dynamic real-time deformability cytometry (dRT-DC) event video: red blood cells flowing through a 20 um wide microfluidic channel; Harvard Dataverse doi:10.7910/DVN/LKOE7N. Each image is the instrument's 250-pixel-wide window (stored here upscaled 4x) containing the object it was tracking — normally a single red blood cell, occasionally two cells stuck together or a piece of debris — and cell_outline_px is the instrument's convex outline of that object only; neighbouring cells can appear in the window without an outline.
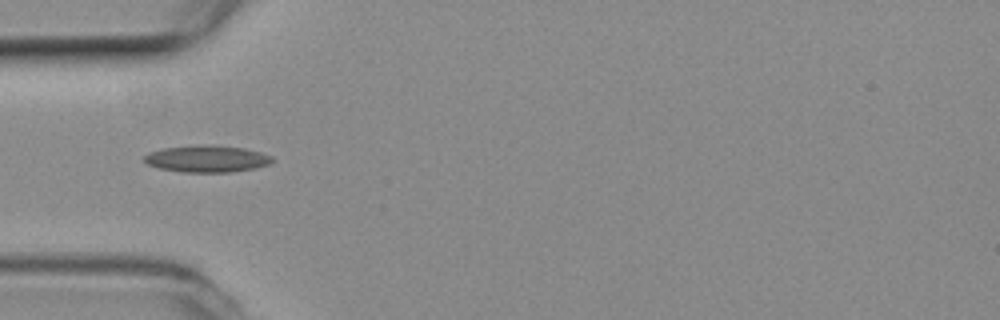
{"species": "common noctule bat (a hibernating species)", "species_latin": "Nyctalus noctula", "temperature_condition": "room temperature", "stored_images_in_passage": 5, "camera_frame_rate_fps": 3000, "um_per_image_px": 0.085, "animal": {"sex": "female", "body_mass_g": 19.3, "forearm_length_mm": 54.1}, "frame": {"image": 1, "passage_image": 3, "time_ms": 0.667, "image_size_px": [1000, 320], "cell_outline_px": [[272, 164], [256, 168], [232, 172], [184, 172], [160, 168], [148, 164], [144, 160], [144, 156], [148, 152], [164, 148], [244, 148], [260, 152], [272, 156]], "centroid_in_image_um": [17.63, 13.56], "position_along_channel_um": 67.4, "area_um2": 18.84}}
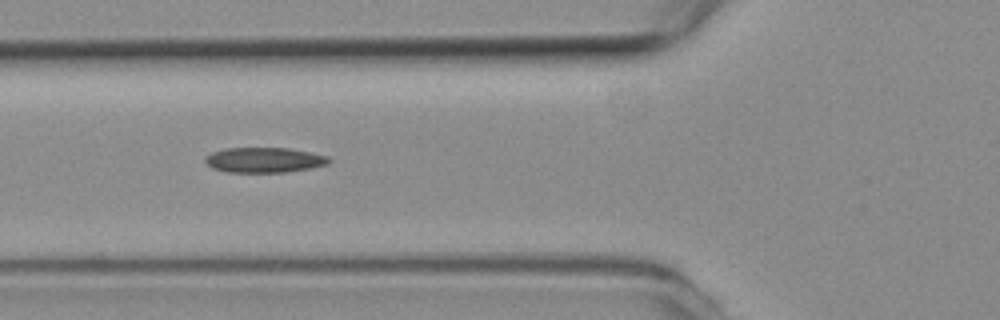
{"frame": {"image": 2, "passage_image": 4, "time_ms": 1.0, "image_size_px": [1000, 320], "cell_outline_px": [[332, 160], [328, 164], [312, 168], [288, 172], [228, 172], [212, 168], [204, 160], [212, 152], [224, 148], [288, 148], [328, 156]], "centroid_in_image_um": [22.49, 13.6], "position_along_channel_um": 103.3, "area_um2": 18.09}}
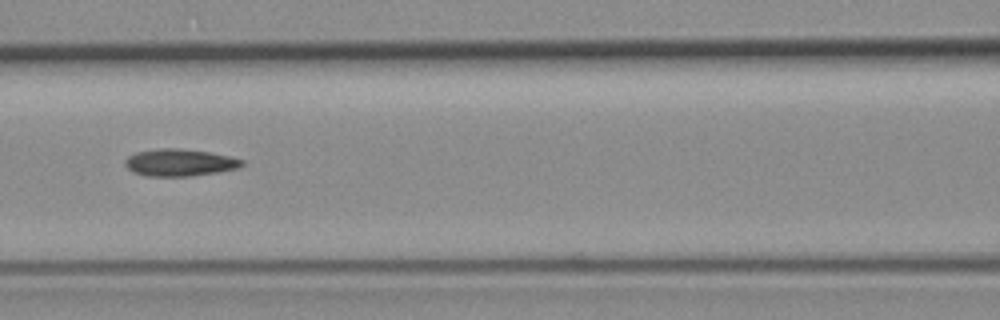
{"frame": {"image": 3, "passage_image": 5, "time_ms": 1.333, "image_size_px": [1000, 320], "cell_outline_px": [[244, 164], [240, 168], [192, 176], [144, 176], [132, 172], [124, 164], [124, 160], [128, 156], [136, 152], [160, 148], [180, 148], [208, 152], [228, 156], [244, 160]], "centroid_in_image_um": [15.25, 13.82], "position_along_channel_um": 151.4, "area_um2": 18.55}}